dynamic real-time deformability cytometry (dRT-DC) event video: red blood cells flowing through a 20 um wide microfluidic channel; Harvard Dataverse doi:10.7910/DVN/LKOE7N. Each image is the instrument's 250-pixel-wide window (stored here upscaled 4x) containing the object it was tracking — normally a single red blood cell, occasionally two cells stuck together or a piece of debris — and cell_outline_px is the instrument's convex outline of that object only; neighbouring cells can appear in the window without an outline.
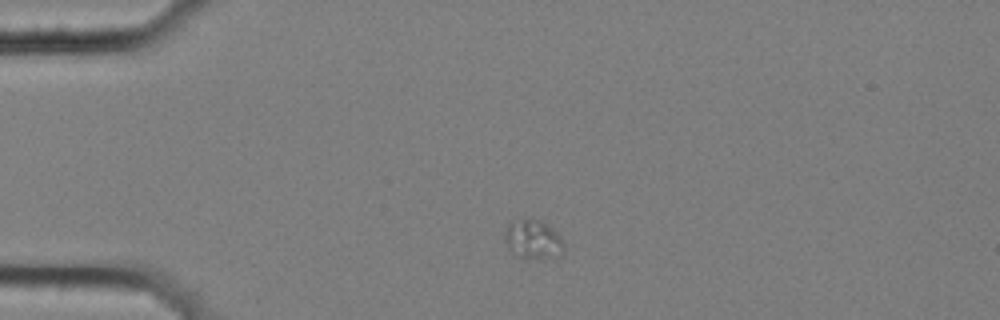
{"species": "common noctule bat (a hibernating species)", "species_latin": "Nyctalus noctula", "temperature_condition": "cold", "stored_images_in_passage": 3, "camera_frame_rate_fps": 3000, "um_per_image_px": 0.085, "animal": {"sex": "female", "body_mass_g": 25.1}, "frame": {"image": 1, "passage_image": 2, "time_ms": 0.333, "image_size_px": [1000, 320], "cell_outline_px": [[564, 244], [560, 256], [524, 260], [508, 248], [504, 240], [504, 232], [508, 224], [512, 220], [524, 216], [540, 220], [548, 224], [560, 236]], "centroid_in_image_um": [45.27, 20.31], "position_along_channel_um": 39.7, "area_um2": 13.93}}